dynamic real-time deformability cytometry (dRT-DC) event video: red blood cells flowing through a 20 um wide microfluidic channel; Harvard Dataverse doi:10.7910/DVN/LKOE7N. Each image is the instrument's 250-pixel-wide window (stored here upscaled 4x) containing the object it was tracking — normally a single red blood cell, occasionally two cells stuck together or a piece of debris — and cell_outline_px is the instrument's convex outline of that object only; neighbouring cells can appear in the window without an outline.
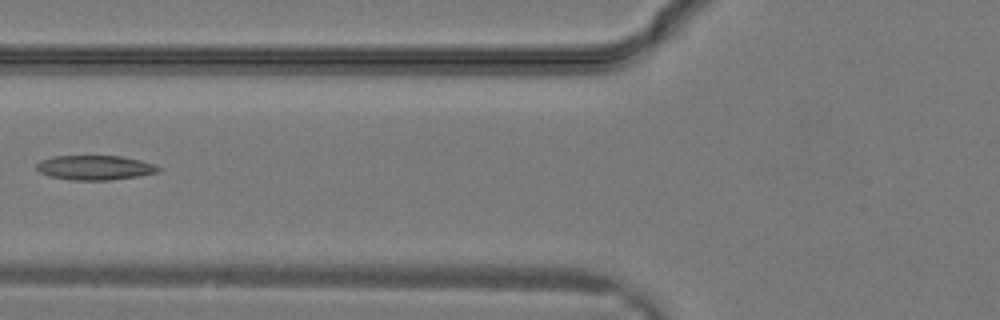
{"species": "common noctule bat (a hibernating species)", "species_latin": "Nyctalus noctula", "temperature_condition": "warm", "stored_images_in_passage": 10, "camera_frame_rate_fps": 3000, "um_per_image_px": 0.085, "animal": {"sex": "male", "body_mass_g": 19.2, "forearm_length_mm": 51.8}, "frame": {"image": 1, "passage_image": 9, "time_ms": 2.667, "image_size_px": [1000, 320], "cell_outline_px": [[160, 172], [140, 176], [108, 180], [72, 180], [52, 176], [40, 172], [36, 168], [36, 164], [40, 160], [52, 156], [120, 156], [140, 160], [152, 164], [160, 168]], "centroid_in_image_um": [8.07, 14.24], "position_along_channel_um": 117.7, "area_um2": 17.34}}